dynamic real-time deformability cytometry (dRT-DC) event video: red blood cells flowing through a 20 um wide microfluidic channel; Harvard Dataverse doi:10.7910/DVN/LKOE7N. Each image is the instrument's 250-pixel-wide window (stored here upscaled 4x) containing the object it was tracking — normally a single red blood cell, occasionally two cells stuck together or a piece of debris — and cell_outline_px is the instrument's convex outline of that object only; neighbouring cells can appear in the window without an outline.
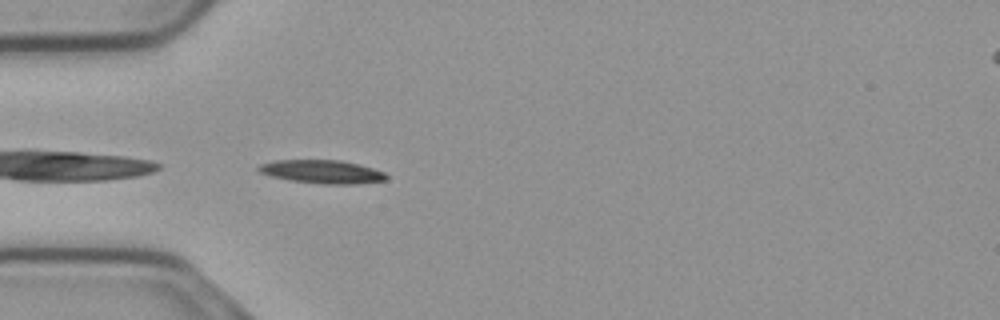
{"species": "common noctule bat (a hibernating species)", "species_latin": "Nyctalus noctula", "temperature_condition": "cold", "stored_images_in_passage": 40, "camera_frame_rate_fps": 3000, "um_per_image_px": 0.085, "animal": {"sex": "male", "body_mass_g": 23.1, "forearm_length_mm": 52.7}, "frame": {"image": 1, "passage_image": 1, "time_ms": 0.0, "image_size_px": [1000, 320], "cell_outline_px": [[388, 180], [356, 184], [324, 184], [288, 180], [272, 176], [260, 172], [256, 168], [260, 164], [276, 160], [340, 160], [360, 164], [384, 172], [388, 176]], "centroid_in_image_um": [27.41, 14.6], "position_along_channel_um": 57.6, "area_um2": 17.46}}
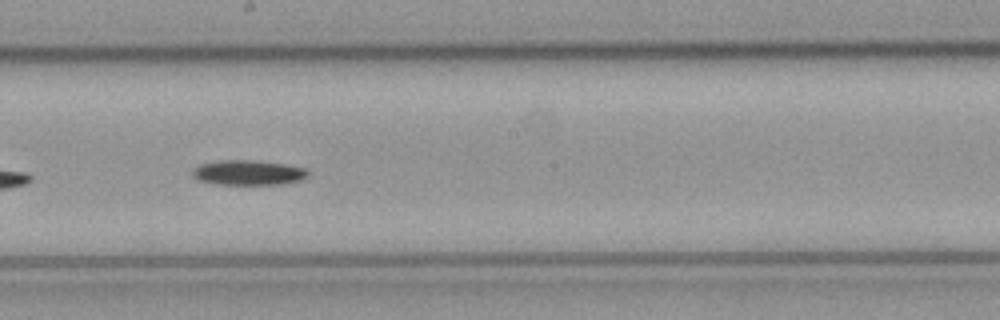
{"frame": {"image": 2, "passage_image": 15, "time_ms": 4.667, "image_size_px": [1000, 320], "cell_outline_px": [[308, 176], [300, 180], [288, 184], [216, 184], [196, 180], [192, 176], [192, 168], [200, 164], [220, 160], [252, 160], [284, 164], [308, 168]], "centroid_in_image_um": [21.09, 14.67], "position_along_channel_um": 227.1, "area_um2": 16.99}}
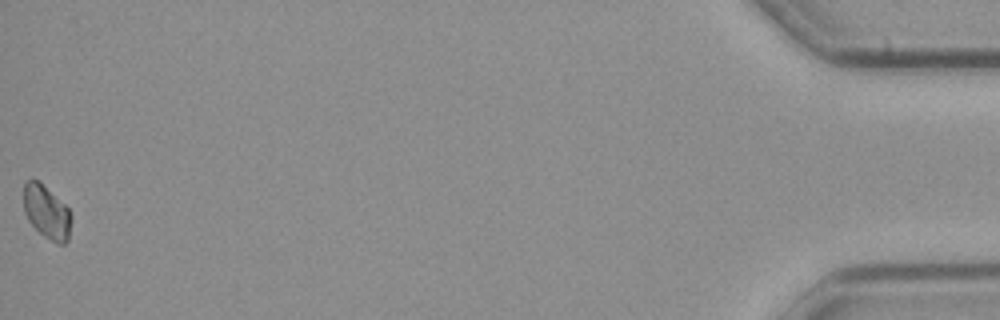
{"frame": {"image": 3, "passage_image": 40, "time_ms": 13.0, "image_size_px": [1000, 320], "cell_outline_px": [[72, 220], [68, 240], [64, 244], [56, 244], [44, 236], [28, 220], [24, 212], [24, 180], [32, 176], [40, 180], [68, 208], [72, 216]], "centroid_in_image_um": [3.96, 17.98], "position_along_channel_um": 431.2, "area_um2": 15.2}}